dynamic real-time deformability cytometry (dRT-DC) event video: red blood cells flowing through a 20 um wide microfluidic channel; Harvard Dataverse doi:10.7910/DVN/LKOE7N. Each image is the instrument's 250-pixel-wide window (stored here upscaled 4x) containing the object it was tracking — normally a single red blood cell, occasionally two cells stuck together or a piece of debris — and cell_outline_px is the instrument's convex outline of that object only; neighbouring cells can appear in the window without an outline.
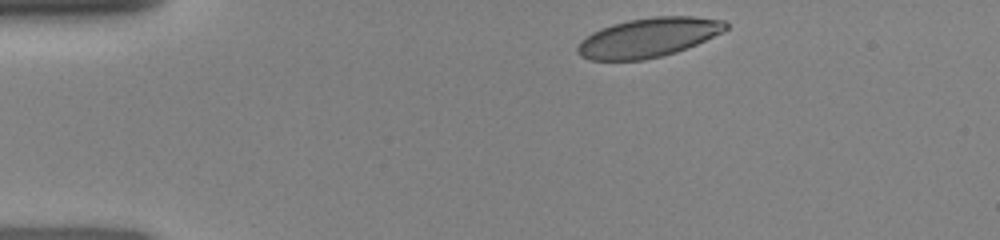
{"species": "human", "species_latin": "Homo sapiens", "temperature_condition": "room temperature", "stored_images_in_passage": 7, "camera_frame_rate_fps": 3000, "um_per_image_px": 0.085, "donor": {"sex": "female"}, "frame": {"image": 1, "passage_image": 1, "time_ms": 0.0, "image_size_px": [1000, 240], "cell_outline_px": [[728, 28], [724, 32], [688, 48], [676, 52], [644, 60], [592, 60], [580, 56], [576, 52], [576, 48], [580, 40], [592, 32], [600, 28], [612, 24], [628, 20], [656, 16], [692, 16], [724, 20], [728, 24]], "centroid_in_image_um": [55.11, 3.19], "position_along_channel_um": 29.9, "area_um2": 34.16}}
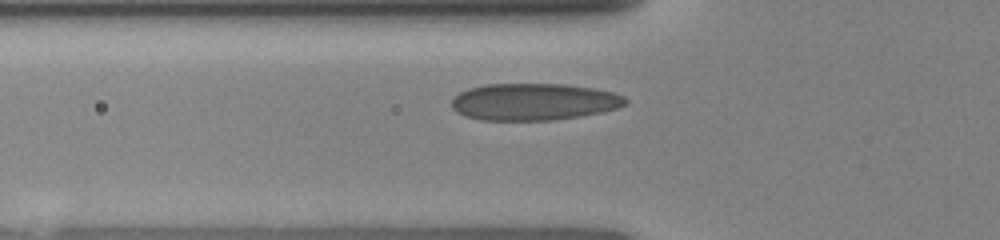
{"frame": {"image": 2, "passage_image": 5, "time_ms": 2.667, "image_size_px": [1000, 240], "cell_outline_px": [[628, 100], [624, 104], [616, 108], [600, 112], [580, 116], [552, 120], [480, 120], [464, 116], [456, 112], [452, 108], [452, 96], [468, 88], [484, 84], [564, 84], [592, 88], [612, 92], [624, 96]], "centroid_in_image_um": [45.31, 8.65], "position_along_channel_um": 80.5, "area_um2": 37.45}}